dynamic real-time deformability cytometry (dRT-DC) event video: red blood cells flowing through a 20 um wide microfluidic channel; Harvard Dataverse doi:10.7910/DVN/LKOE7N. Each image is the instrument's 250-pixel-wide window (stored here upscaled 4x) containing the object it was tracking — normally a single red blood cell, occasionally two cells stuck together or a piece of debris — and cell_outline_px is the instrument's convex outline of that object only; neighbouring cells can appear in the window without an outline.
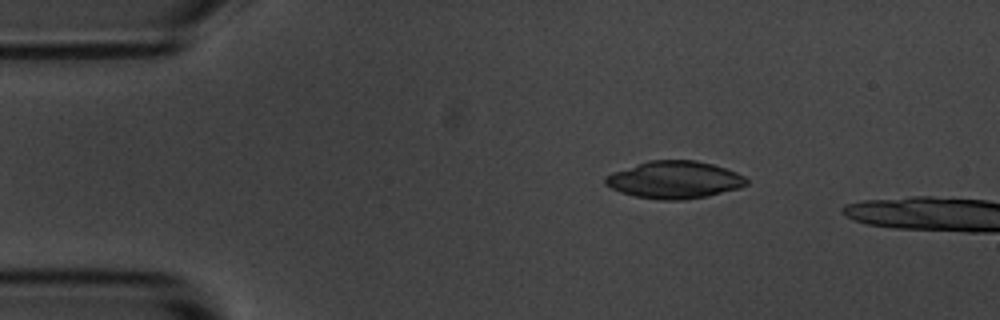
{"species": "common noctule bat (a hibernating species)", "species_latin": "Nyctalus noctula", "temperature_condition": "room temperature", "stored_images_in_passage": 4, "camera_frame_rate_fps": 3000, "um_per_image_px": 0.085, "animal": {"sex": "male", "body_mass_g": 20.1, "forearm_length_mm": 53.5}, "frame": {"image": 1, "passage_image": 1, "time_ms": 0.0, "image_size_px": [1000, 320], "cell_outline_px": [[748, 184], [740, 188], [708, 196], [684, 200], [660, 200], [636, 196], [620, 192], [604, 184], [604, 176], [612, 172], [648, 160], [696, 160], [712, 164], [736, 172], [744, 176], [748, 180]], "centroid_in_image_um": [57.32, 15.28], "position_along_channel_um": 27.7, "area_um2": 30.87}}